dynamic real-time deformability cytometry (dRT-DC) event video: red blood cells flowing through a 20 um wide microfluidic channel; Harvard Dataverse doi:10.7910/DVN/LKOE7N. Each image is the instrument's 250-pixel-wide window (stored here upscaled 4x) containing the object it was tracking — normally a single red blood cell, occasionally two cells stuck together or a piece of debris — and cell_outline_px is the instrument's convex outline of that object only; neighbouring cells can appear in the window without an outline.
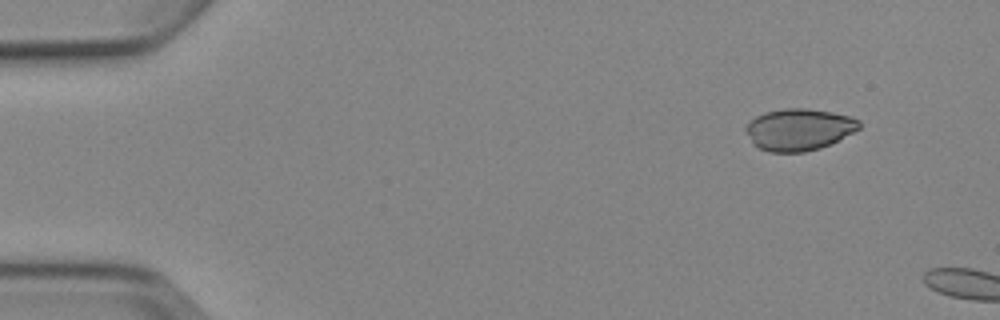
{"species": "Egyptian fruit bat (a non-hibernating species)", "species_latin": "Rousettus aegyptiacus", "temperature_condition": "cold", "stored_images_in_passage": 2, "camera_frame_rate_fps": 3000, "um_per_image_px": 0.085, "animal": {"sex": "female"}, "frame": {"image": 1, "passage_image": 1, "time_ms": 0.0, "image_size_px": [1000, 320], "cell_outline_px": [[860, 128], [820, 148], [804, 152], [768, 152], [752, 144], [744, 128], [748, 120], [764, 112], [784, 108], [804, 108], [832, 112], [852, 116], [860, 120]], "centroid_in_image_um": [67.86, 10.99], "position_along_channel_um": 17.1, "area_um2": 27.69}}